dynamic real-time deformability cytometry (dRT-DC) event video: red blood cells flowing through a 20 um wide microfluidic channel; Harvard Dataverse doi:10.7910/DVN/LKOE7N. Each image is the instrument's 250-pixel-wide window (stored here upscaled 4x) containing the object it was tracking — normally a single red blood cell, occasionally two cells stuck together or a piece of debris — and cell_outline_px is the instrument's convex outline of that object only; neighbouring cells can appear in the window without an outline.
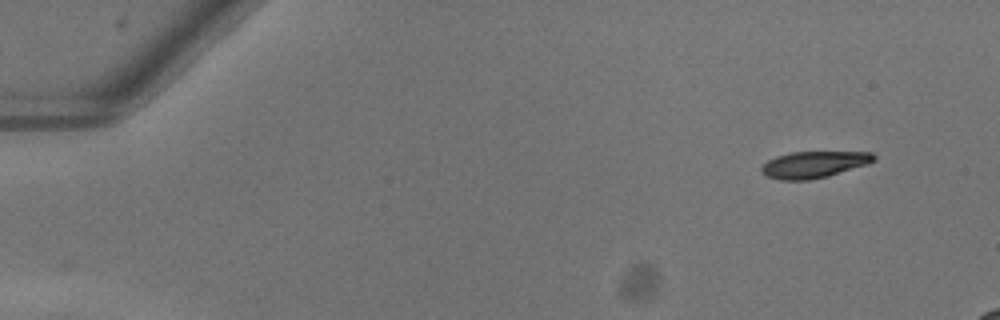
{"species": "common noctule bat (a hibernating species)", "species_latin": "Nyctalus noctula", "temperature_condition": "warm", "stored_images_in_passage": 11, "camera_frame_rate_fps": 3000, "um_per_image_px": 0.085, "animal": {"sex": "female"}, "frame": {"image": 1, "passage_image": 1, "time_ms": 0.0, "image_size_px": [1000, 320], "cell_outline_px": [[876, 160], [868, 164], [828, 176], [808, 180], [780, 180], [768, 176], [760, 172], [760, 168], [768, 160], [776, 156], [792, 152], [872, 152], [876, 156]], "centroid_in_image_um": [69.19, 13.98], "position_along_channel_um": 15.8, "area_um2": 17.4}}